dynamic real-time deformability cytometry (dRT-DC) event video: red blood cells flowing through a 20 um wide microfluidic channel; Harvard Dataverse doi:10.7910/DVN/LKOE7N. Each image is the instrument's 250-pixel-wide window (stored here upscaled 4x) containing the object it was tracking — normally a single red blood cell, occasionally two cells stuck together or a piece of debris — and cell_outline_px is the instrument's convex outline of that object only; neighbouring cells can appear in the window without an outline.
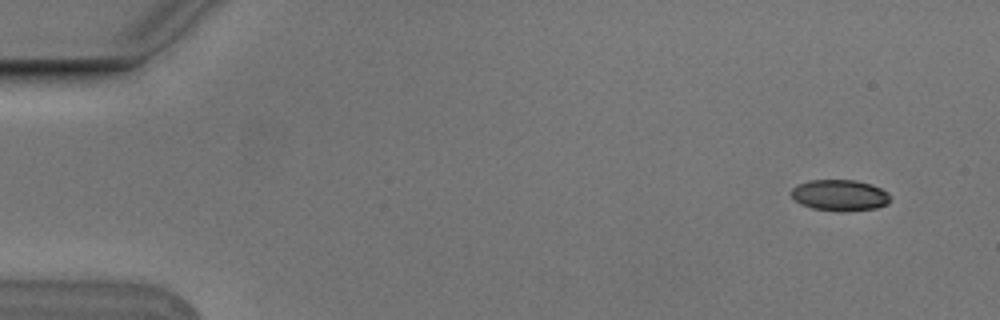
{"species": "Egyptian fruit bat (a non-hibernating species)", "species_latin": "Rousettus aegyptiacus", "temperature_condition": "cold", "stored_images_in_passage": 8, "camera_frame_rate_fps": 3000, "um_per_image_px": 0.085, "animal": {"sex": "male"}, "frame": {"image": 1, "passage_image": 1, "time_ms": 0.0, "image_size_px": [1000, 320], "cell_outline_px": [[888, 204], [876, 208], [840, 212], [836, 212], [812, 208], [800, 204], [792, 196], [792, 188], [796, 184], [808, 180], [856, 180], [872, 184], [888, 192]], "centroid_in_image_um": [71.36, 16.59], "position_along_channel_um": 13.6, "area_um2": 18.09}}
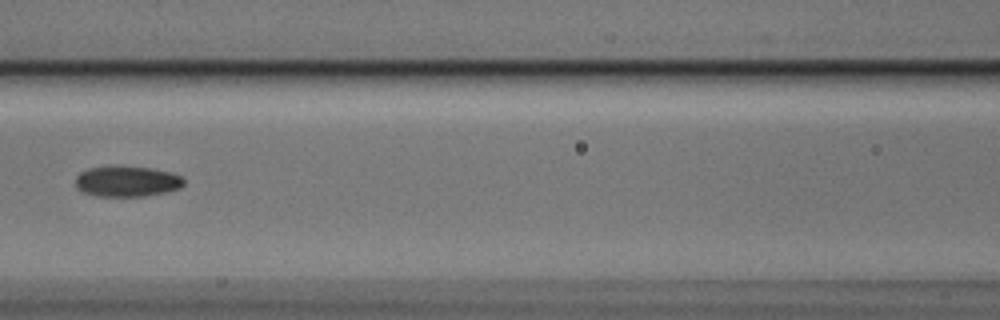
{"frame": {"image": 2, "passage_image": 7, "time_ms": 2.0, "image_size_px": [1000, 320], "cell_outline_px": [[184, 184], [180, 188], [164, 192], [144, 196], [96, 196], [84, 192], [76, 188], [76, 176], [80, 172], [88, 168], [108, 164], [116, 164], [148, 168], [168, 172], [180, 176], [184, 180]], "centroid_in_image_um": [10.73, 15.38], "position_along_channel_um": 155.9, "area_um2": 19.65}}
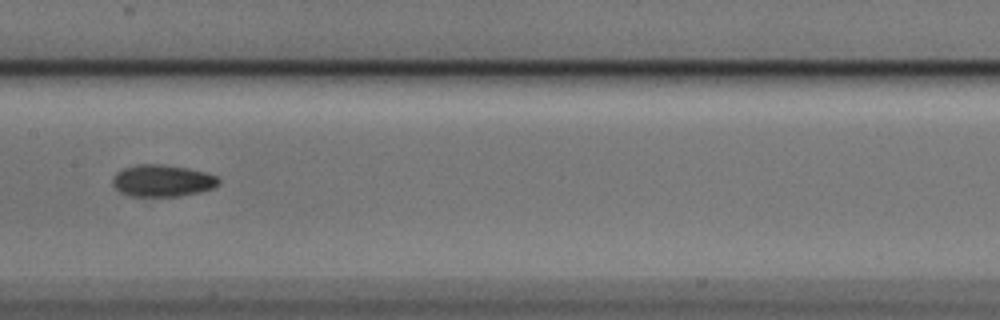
{"frame": {"image": 3, "passage_image": 8, "time_ms": 2.333, "image_size_px": [1000, 320], "cell_outline_px": [[220, 184], [212, 188], [200, 192], [180, 196], [132, 196], [120, 192], [112, 184], [112, 180], [116, 172], [124, 168], [136, 164], [160, 164], [188, 168], [204, 172], [216, 176], [220, 180]], "centroid_in_image_um": [13.8, 15.36], "position_along_channel_um": 193.6, "area_um2": 19.71}}